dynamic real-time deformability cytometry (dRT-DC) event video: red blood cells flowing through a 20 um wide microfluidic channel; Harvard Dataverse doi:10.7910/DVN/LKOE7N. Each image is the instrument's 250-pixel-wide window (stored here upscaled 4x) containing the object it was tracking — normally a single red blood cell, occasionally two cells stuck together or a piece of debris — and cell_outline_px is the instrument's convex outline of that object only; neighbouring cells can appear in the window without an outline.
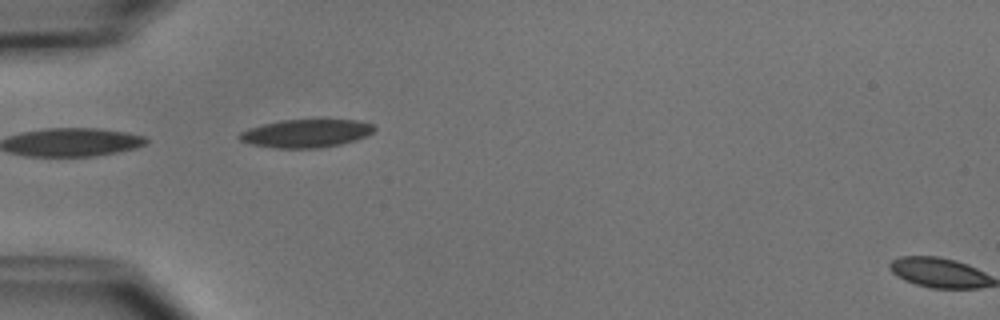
{"species": "common noctule bat (a hibernating species)", "species_latin": "Nyctalus noctula", "temperature_condition": "cold", "stored_images_in_passage": 6, "camera_frame_rate_fps": 3000, "um_per_image_px": 0.085, "animal": {"sex": "male", "body_mass_g": 15.6}, "frame": {"image": 1, "passage_image": 5, "time_ms": 4.667, "image_size_px": [1000, 320], "cell_outline_px": [[376, 128], [368, 136], [356, 140], [340, 144], [320, 148], [276, 148], [252, 144], [240, 140], [236, 136], [240, 132], [248, 128], [280, 120], [320, 116], [356, 120], [372, 124]], "centroid_in_image_um": [26.06, 11.28], "position_along_channel_um": 58.9, "area_um2": 23.18}}